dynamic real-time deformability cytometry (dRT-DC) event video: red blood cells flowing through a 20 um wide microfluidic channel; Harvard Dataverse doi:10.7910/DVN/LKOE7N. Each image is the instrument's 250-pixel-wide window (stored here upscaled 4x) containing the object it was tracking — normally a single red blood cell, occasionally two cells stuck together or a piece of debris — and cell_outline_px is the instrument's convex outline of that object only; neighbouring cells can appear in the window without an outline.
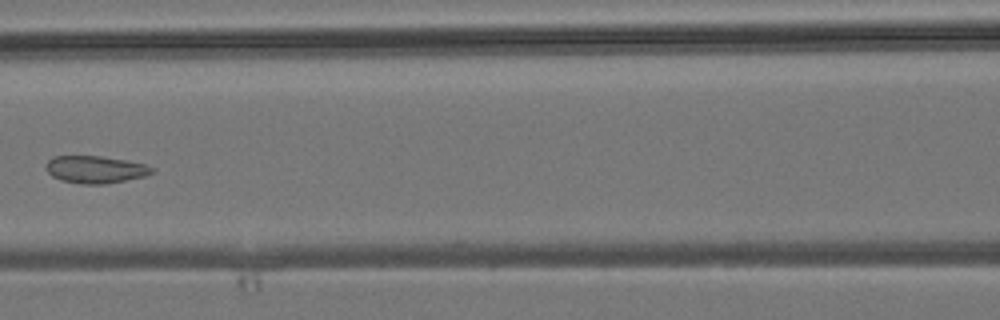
{"species": "common noctule bat (a hibernating species)", "species_latin": "Nyctalus noctula", "temperature_condition": "room temperature", "stored_images_in_passage": 7, "camera_frame_rate_fps": 3000, "um_per_image_px": 0.085, "animal": {"sex": "male", "body_mass_g": 19.2, "forearm_length_mm": 51.8}, "frame": {"image": 1, "passage_image": 7, "time_ms": 7.0, "image_size_px": [1000, 320], "cell_outline_px": [[156, 172], [144, 176], [104, 184], [84, 184], [60, 180], [52, 176], [48, 172], [48, 160], [52, 156], [100, 156], [128, 160], [144, 164], [156, 168]], "centroid_in_image_um": [8.15, 14.4], "position_along_channel_um": 158.4, "area_um2": 16.82}}